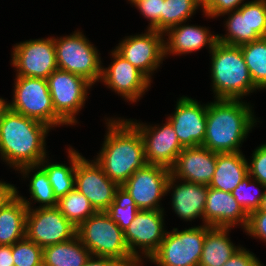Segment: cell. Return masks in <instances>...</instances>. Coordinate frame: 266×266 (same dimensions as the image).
Returning a JSON list of instances; mask_svg holds the SVG:
<instances>
[{"mask_svg":"<svg viewBox=\"0 0 266 266\" xmlns=\"http://www.w3.org/2000/svg\"><path fill=\"white\" fill-rule=\"evenodd\" d=\"M107 121L108 131L95 161L121 187L136 170L147 164L144 141L128 119L107 118Z\"/></svg>","mask_w":266,"mask_h":266,"instance_id":"6da1fadb","label":"cell"},{"mask_svg":"<svg viewBox=\"0 0 266 266\" xmlns=\"http://www.w3.org/2000/svg\"><path fill=\"white\" fill-rule=\"evenodd\" d=\"M253 113L251 105L242 100L215 99L208 103L202 146L216 153L240 152L239 147L257 122Z\"/></svg>","mask_w":266,"mask_h":266,"instance_id":"7a4b0ae2","label":"cell"},{"mask_svg":"<svg viewBox=\"0 0 266 266\" xmlns=\"http://www.w3.org/2000/svg\"><path fill=\"white\" fill-rule=\"evenodd\" d=\"M51 128L37 120L9 110L0 120V154L18 171L35 166L46 157L45 137Z\"/></svg>","mask_w":266,"mask_h":266,"instance_id":"3957f363","label":"cell"},{"mask_svg":"<svg viewBox=\"0 0 266 266\" xmlns=\"http://www.w3.org/2000/svg\"><path fill=\"white\" fill-rule=\"evenodd\" d=\"M210 53L215 99L240 100L258 89L251 79L240 46L217 42Z\"/></svg>","mask_w":266,"mask_h":266,"instance_id":"277c9868","label":"cell"},{"mask_svg":"<svg viewBox=\"0 0 266 266\" xmlns=\"http://www.w3.org/2000/svg\"><path fill=\"white\" fill-rule=\"evenodd\" d=\"M76 235L91 255L110 257L124 266H140L131 254L124 231L110 218L106 211H97L76 229Z\"/></svg>","mask_w":266,"mask_h":266,"instance_id":"5b68a950","label":"cell"},{"mask_svg":"<svg viewBox=\"0 0 266 266\" xmlns=\"http://www.w3.org/2000/svg\"><path fill=\"white\" fill-rule=\"evenodd\" d=\"M10 110L49 126L68 125L54 110L46 79L16 76Z\"/></svg>","mask_w":266,"mask_h":266,"instance_id":"8992f818","label":"cell"},{"mask_svg":"<svg viewBox=\"0 0 266 266\" xmlns=\"http://www.w3.org/2000/svg\"><path fill=\"white\" fill-rule=\"evenodd\" d=\"M58 69L81 76L92 85L101 78L102 65L98 50L76 31L70 36L54 38Z\"/></svg>","mask_w":266,"mask_h":266,"instance_id":"52a82bcc","label":"cell"},{"mask_svg":"<svg viewBox=\"0 0 266 266\" xmlns=\"http://www.w3.org/2000/svg\"><path fill=\"white\" fill-rule=\"evenodd\" d=\"M206 234L207 225L166 231L158 250L149 261L158 266H198Z\"/></svg>","mask_w":266,"mask_h":266,"instance_id":"ba28073f","label":"cell"},{"mask_svg":"<svg viewBox=\"0 0 266 266\" xmlns=\"http://www.w3.org/2000/svg\"><path fill=\"white\" fill-rule=\"evenodd\" d=\"M28 207L26 238L40 247L63 243L76 236V227L57 207L31 208V202L19 196Z\"/></svg>","mask_w":266,"mask_h":266,"instance_id":"9c48e42d","label":"cell"},{"mask_svg":"<svg viewBox=\"0 0 266 266\" xmlns=\"http://www.w3.org/2000/svg\"><path fill=\"white\" fill-rule=\"evenodd\" d=\"M170 169L161 165L146 164L136 170L120 187V193L133 201L139 210H164L159 202L166 193Z\"/></svg>","mask_w":266,"mask_h":266,"instance_id":"30bf717a","label":"cell"},{"mask_svg":"<svg viewBox=\"0 0 266 266\" xmlns=\"http://www.w3.org/2000/svg\"><path fill=\"white\" fill-rule=\"evenodd\" d=\"M55 112L68 124L77 123L76 116L87 99L92 84L81 76L56 69L47 78Z\"/></svg>","mask_w":266,"mask_h":266,"instance_id":"8fae6325","label":"cell"},{"mask_svg":"<svg viewBox=\"0 0 266 266\" xmlns=\"http://www.w3.org/2000/svg\"><path fill=\"white\" fill-rule=\"evenodd\" d=\"M227 34H217V42L240 46L266 37V0H253L242 4L237 10L225 13Z\"/></svg>","mask_w":266,"mask_h":266,"instance_id":"7c38bea8","label":"cell"},{"mask_svg":"<svg viewBox=\"0 0 266 266\" xmlns=\"http://www.w3.org/2000/svg\"><path fill=\"white\" fill-rule=\"evenodd\" d=\"M11 64L16 76L46 79L58 69L54 37L26 40L14 45Z\"/></svg>","mask_w":266,"mask_h":266,"instance_id":"4fadbf2b","label":"cell"},{"mask_svg":"<svg viewBox=\"0 0 266 266\" xmlns=\"http://www.w3.org/2000/svg\"><path fill=\"white\" fill-rule=\"evenodd\" d=\"M96 211H106L120 194V186L112 181L95 161L81 157L76 164L75 184Z\"/></svg>","mask_w":266,"mask_h":266,"instance_id":"5bb4252c","label":"cell"},{"mask_svg":"<svg viewBox=\"0 0 266 266\" xmlns=\"http://www.w3.org/2000/svg\"><path fill=\"white\" fill-rule=\"evenodd\" d=\"M164 33L150 30L144 34L125 37L115 50L139 69L150 81L165 57Z\"/></svg>","mask_w":266,"mask_h":266,"instance_id":"9a60e30c","label":"cell"},{"mask_svg":"<svg viewBox=\"0 0 266 266\" xmlns=\"http://www.w3.org/2000/svg\"><path fill=\"white\" fill-rule=\"evenodd\" d=\"M164 210H139L132 224L124 230L130 254L140 263L142 250L144 258H150L159 248L167 230H164Z\"/></svg>","mask_w":266,"mask_h":266,"instance_id":"2e32d148","label":"cell"},{"mask_svg":"<svg viewBox=\"0 0 266 266\" xmlns=\"http://www.w3.org/2000/svg\"><path fill=\"white\" fill-rule=\"evenodd\" d=\"M129 121L139 130L144 141L145 160L147 164L171 168L184 149L173 126L167 120L163 126H151Z\"/></svg>","mask_w":266,"mask_h":266,"instance_id":"e0dca14e","label":"cell"},{"mask_svg":"<svg viewBox=\"0 0 266 266\" xmlns=\"http://www.w3.org/2000/svg\"><path fill=\"white\" fill-rule=\"evenodd\" d=\"M111 53L114 61L108 68L102 67L100 81L131 103L136 102L148 90L151 81L115 49Z\"/></svg>","mask_w":266,"mask_h":266,"instance_id":"ac0fdd59","label":"cell"},{"mask_svg":"<svg viewBox=\"0 0 266 266\" xmlns=\"http://www.w3.org/2000/svg\"><path fill=\"white\" fill-rule=\"evenodd\" d=\"M207 104L182 96L176 104L175 112L167 120L176 132L183 148L202 146L206 133Z\"/></svg>","mask_w":266,"mask_h":266,"instance_id":"d6986e66","label":"cell"},{"mask_svg":"<svg viewBox=\"0 0 266 266\" xmlns=\"http://www.w3.org/2000/svg\"><path fill=\"white\" fill-rule=\"evenodd\" d=\"M217 162V153L203 146L184 148L170 168V175L177 180L209 185Z\"/></svg>","mask_w":266,"mask_h":266,"instance_id":"ffe728a7","label":"cell"},{"mask_svg":"<svg viewBox=\"0 0 266 266\" xmlns=\"http://www.w3.org/2000/svg\"><path fill=\"white\" fill-rule=\"evenodd\" d=\"M240 224L245 230L248 214L240 206L232 193L208 187L204 208V225L232 228Z\"/></svg>","mask_w":266,"mask_h":266,"instance_id":"44dd1931","label":"cell"},{"mask_svg":"<svg viewBox=\"0 0 266 266\" xmlns=\"http://www.w3.org/2000/svg\"><path fill=\"white\" fill-rule=\"evenodd\" d=\"M176 181L177 179L170 175L166 186V193L171 189L173 191L171 194L172 210H174L181 219L186 221H191L201 216L204 223V208L208 186L184 180H181V182L176 185Z\"/></svg>","mask_w":266,"mask_h":266,"instance_id":"7402d4cb","label":"cell"},{"mask_svg":"<svg viewBox=\"0 0 266 266\" xmlns=\"http://www.w3.org/2000/svg\"><path fill=\"white\" fill-rule=\"evenodd\" d=\"M168 39L164 40L165 57L168 54H187L198 51L208 45L211 51L217 43V35L211 34L208 28L195 25L178 24L169 28ZM167 41V42H166Z\"/></svg>","mask_w":266,"mask_h":266,"instance_id":"603a6c76","label":"cell"},{"mask_svg":"<svg viewBox=\"0 0 266 266\" xmlns=\"http://www.w3.org/2000/svg\"><path fill=\"white\" fill-rule=\"evenodd\" d=\"M248 175V161L243 153H217L216 169L208 185L231 193Z\"/></svg>","mask_w":266,"mask_h":266,"instance_id":"cb8c5ba5","label":"cell"},{"mask_svg":"<svg viewBox=\"0 0 266 266\" xmlns=\"http://www.w3.org/2000/svg\"><path fill=\"white\" fill-rule=\"evenodd\" d=\"M230 229L207 225V234L198 266H223L240 248V246H235L229 239Z\"/></svg>","mask_w":266,"mask_h":266,"instance_id":"d4e9b609","label":"cell"},{"mask_svg":"<svg viewBox=\"0 0 266 266\" xmlns=\"http://www.w3.org/2000/svg\"><path fill=\"white\" fill-rule=\"evenodd\" d=\"M27 210L19 195L0 210V245H13L26 237Z\"/></svg>","mask_w":266,"mask_h":266,"instance_id":"484cf974","label":"cell"},{"mask_svg":"<svg viewBox=\"0 0 266 266\" xmlns=\"http://www.w3.org/2000/svg\"><path fill=\"white\" fill-rule=\"evenodd\" d=\"M91 256L76 235L69 241L43 248V266H82Z\"/></svg>","mask_w":266,"mask_h":266,"instance_id":"4316f807","label":"cell"},{"mask_svg":"<svg viewBox=\"0 0 266 266\" xmlns=\"http://www.w3.org/2000/svg\"><path fill=\"white\" fill-rule=\"evenodd\" d=\"M81 157L82 155H80V153L73 148H69L68 158H70V167L65 164L48 163V161L45 160L46 158L39 163L46 171L57 199L74 189L76 164Z\"/></svg>","mask_w":266,"mask_h":266,"instance_id":"83f0119b","label":"cell"},{"mask_svg":"<svg viewBox=\"0 0 266 266\" xmlns=\"http://www.w3.org/2000/svg\"><path fill=\"white\" fill-rule=\"evenodd\" d=\"M240 47L254 85L266 89V37Z\"/></svg>","mask_w":266,"mask_h":266,"instance_id":"f1b7e54d","label":"cell"},{"mask_svg":"<svg viewBox=\"0 0 266 266\" xmlns=\"http://www.w3.org/2000/svg\"><path fill=\"white\" fill-rule=\"evenodd\" d=\"M57 208L76 228L97 212L76 188L58 199Z\"/></svg>","mask_w":266,"mask_h":266,"instance_id":"f546056e","label":"cell"},{"mask_svg":"<svg viewBox=\"0 0 266 266\" xmlns=\"http://www.w3.org/2000/svg\"><path fill=\"white\" fill-rule=\"evenodd\" d=\"M34 169H36L37 172L32 175L29 184L31 199L35 202L42 203L39 206L42 208L57 207L58 199L54 195V191L46 171L40 165L25 166L20 168L19 171L23 173L26 178L30 172H34Z\"/></svg>","mask_w":266,"mask_h":266,"instance_id":"4dcf8cb0","label":"cell"},{"mask_svg":"<svg viewBox=\"0 0 266 266\" xmlns=\"http://www.w3.org/2000/svg\"><path fill=\"white\" fill-rule=\"evenodd\" d=\"M202 6L201 0H164L161 12V32L185 23Z\"/></svg>","mask_w":266,"mask_h":266,"instance_id":"1f68e13d","label":"cell"},{"mask_svg":"<svg viewBox=\"0 0 266 266\" xmlns=\"http://www.w3.org/2000/svg\"><path fill=\"white\" fill-rule=\"evenodd\" d=\"M251 178L252 177L248 174L246 177H244L242 182L239 183V185L231 192L234 198L248 215L251 212L260 209L262 203L264 192L260 193V189L256 186L260 185L259 187L263 189L266 188L263 184H259L255 179L252 180V183ZM255 182L258 185H256ZM251 188H254L257 193L255 192L256 194H252L253 192H251Z\"/></svg>","mask_w":266,"mask_h":266,"instance_id":"d6a6232c","label":"cell"},{"mask_svg":"<svg viewBox=\"0 0 266 266\" xmlns=\"http://www.w3.org/2000/svg\"><path fill=\"white\" fill-rule=\"evenodd\" d=\"M14 266H43V248L26 237L12 245Z\"/></svg>","mask_w":266,"mask_h":266,"instance_id":"836d02e7","label":"cell"},{"mask_svg":"<svg viewBox=\"0 0 266 266\" xmlns=\"http://www.w3.org/2000/svg\"><path fill=\"white\" fill-rule=\"evenodd\" d=\"M106 212L124 231L132 224L139 209L133 201L128 200L120 193Z\"/></svg>","mask_w":266,"mask_h":266,"instance_id":"e575fe53","label":"cell"},{"mask_svg":"<svg viewBox=\"0 0 266 266\" xmlns=\"http://www.w3.org/2000/svg\"><path fill=\"white\" fill-rule=\"evenodd\" d=\"M164 0H139L134 4L141 14L150 20V30L161 32V12Z\"/></svg>","mask_w":266,"mask_h":266,"instance_id":"d590c367","label":"cell"},{"mask_svg":"<svg viewBox=\"0 0 266 266\" xmlns=\"http://www.w3.org/2000/svg\"><path fill=\"white\" fill-rule=\"evenodd\" d=\"M251 159V163H248V174L266 187V143L253 151Z\"/></svg>","mask_w":266,"mask_h":266,"instance_id":"8d00e7d4","label":"cell"},{"mask_svg":"<svg viewBox=\"0 0 266 266\" xmlns=\"http://www.w3.org/2000/svg\"><path fill=\"white\" fill-rule=\"evenodd\" d=\"M244 0H201V8L207 17L224 16L225 13L237 10Z\"/></svg>","mask_w":266,"mask_h":266,"instance_id":"74e56055","label":"cell"},{"mask_svg":"<svg viewBox=\"0 0 266 266\" xmlns=\"http://www.w3.org/2000/svg\"><path fill=\"white\" fill-rule=\"evenodd\" d=\"M251 237L259 238L266 242V212L260 209L248 215V223L245 229Z\"/></svg>","mask_w":266,"mask_h":266,"instance_id":"f35d334b","label":"cell"},{"mask_svg":"<svg viewBox=\"0 0 266 266\" xmlns=\"http://www.w3.org/2000/svg\"><path fill=\"white\" fill-rule=\"evenodd\" d=\"M223 266H263L252 252L240 247Z\"/></svg>","mask_w":266,"mask_h":266,"instance_id":"ab89813d","label":"cell"},{"mask_svg":"<svg viewBox=\"0 0 266 266\" xmlns=\"http://www.w3.org/2000/svg\"><path fill=\"white\" fill-rule=\"evenodd\" d=\"M18 195L17 188L12 184L0 181V210Z\"/></svg>","mask_w":266,"mask_h":266,"instance_id":"60d3db41","label":"cell"},{"mask_svg":"<svg viewBox=\"0 0 266 266\" xmlns=\"http://www.w3.org/2000/svg\"><path fill=\"white\" fill-rule=\"evenodd\" d=\"M97 259V260H96ZM82 266H124L121 262L110 257L91 255Z\"/></svg>","mask_w":266,"mask_h":266,"instance_id":"b9f144b4","label":"cell"},{"mask_svg":"<svg viewBox=\"0 0 266 266\" xmlns=\"http://www.w3.org/2000/svg\"><path fill=\"white\" fill-rule=\"evenodd\" d=\"M12 245H0V266H14Z\"/></svg>","mask_w":266,"mask_h":266,"instance_id":"7bdbcfd3","label":"cell"},{"mask_svg":"<svg viewBox=\"0 0 266 266\" xmlns=\"http://www.w3.org/2000/svg\"><path fill=\"white\" fill-rule=\"evenodd\" d=\"M10 110V103H7L5 99L0 98V120Z\"/></svg>","mask_w":266,"mask_h":266,"instance_id":"ee69618b","label":"cell"},{"mask_svg":"<svg viewBox=\"0 0 266 266\" xmlns=\"http://www.w3.org/2000/svg\"><path fill=\"white\" fill-rule=\"evenodd\" d=\"M260 210L266 212V188L264 189L263 199L260 206Z\"/></svg>","mask_w":266,"mask_h":266,"instance_id":"f6af8a7d","label":"cell"},{"mask_svg":"<svg viewBox=\"0 0 266 266\" xmlns=\"http://www.w3.org/2000/svg\"><path fill=\"white\" fill-rule=\"evenodd\" d=\"M128 1H130L131 4L133 5V4H135L136 2H138L139 0H128Z\"/></svg>","mask_w":266,"mask_h":266,"instance_id":"bcb514c9","label":"cell"}]
</instances>
